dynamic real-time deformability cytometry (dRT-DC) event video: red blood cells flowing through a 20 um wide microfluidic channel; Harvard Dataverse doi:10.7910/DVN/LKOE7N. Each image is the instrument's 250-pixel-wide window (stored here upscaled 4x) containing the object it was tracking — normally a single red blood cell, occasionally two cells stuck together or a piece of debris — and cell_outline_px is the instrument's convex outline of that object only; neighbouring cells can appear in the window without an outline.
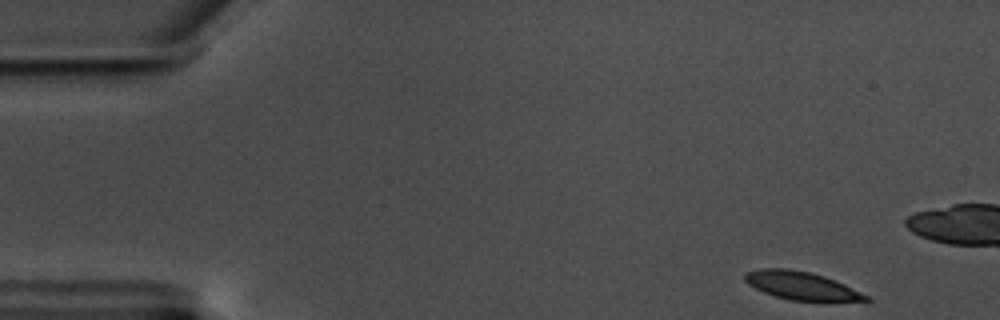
{"species": "common noctule bat (a hibernating species)", "species_latin": "Nyctalus noctula", "temperature_condition": "warm", "stored_images_in_passage": 56, "camera_frame_rate_fps": 3000, "um_per_image_px": 0.085, "animal": {"sex": "male", "body_mass_g": 17.5, "forearm_length_mm": 52.3}, "frame": {"image": 1, "passage_image": 1, "time_ms": 0.0, "image_size_px": [1000, 320], "cell_outline_px": [[872, 300], [868, 304], [824, 304], [788, 300], [764, 292], [748, 284], [744, 280], [744, 272], [760, 268], [788, 268], [808, 272], [824, 276], [844, 284], [868, 296]], "centroid_in_image_um": [68.3, 24.38], "position_along_channel_um": 16.7, "area_um2": 21.21}}
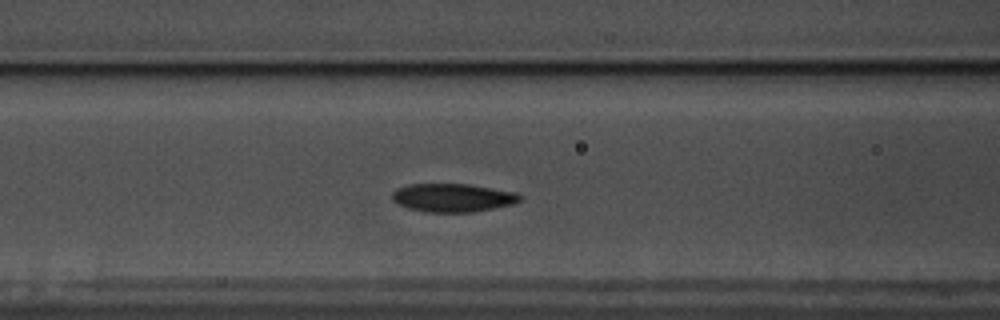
{"frame": {"image": 2, "passage_image": 20, "time_ms": 6.333, "image_size_px": [1000, 320], "cell_outline_px": [[520, 200], [516, 204], [476, 212], [424, 212], [408, 208], [392, 200], [392, 192], [396, 188], [408, 184], [468, 184], [516, 192], [520, 196]], "centroid_in_image_um": [38.49, 16.81], "position_along_channel_um": 128.1, "area_um2": 21.27}}
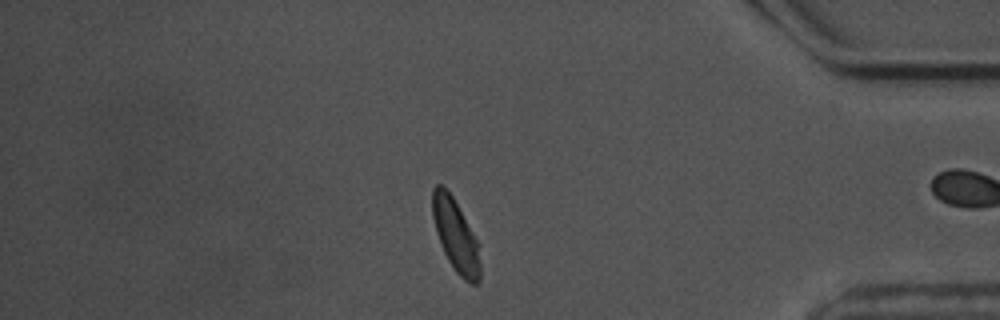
{"frame": {"image": 3, "passage_image": 46, "time_ms": 15.0, "image_size_px": [1000, 320], "cell_outline_px": [[480, 280], [476, 284], [472, 284], [464, 280], [456, 272], [448, 260], [440, 244], [436, 232], [432, 216], [432, 188], [436, 184], [440, 184], [452, 196], [480, 244]], "centroid_in_image_um": [38.74, 20.04], "position_along_channel_um": 396.5, "area_um2": 20.23}, "authors_computed_cell_mechanics": {"area_um2": 20.8947, "velocity_mm_per_s": 3.4747, "shape_relaxation_time_tau1_ms": 3.0119, "shape_relaxation_time_tau2_ms": 2.9966, "deformation_change_tau1": 0.1031, "deformation_change_tau2": 0.0755}}